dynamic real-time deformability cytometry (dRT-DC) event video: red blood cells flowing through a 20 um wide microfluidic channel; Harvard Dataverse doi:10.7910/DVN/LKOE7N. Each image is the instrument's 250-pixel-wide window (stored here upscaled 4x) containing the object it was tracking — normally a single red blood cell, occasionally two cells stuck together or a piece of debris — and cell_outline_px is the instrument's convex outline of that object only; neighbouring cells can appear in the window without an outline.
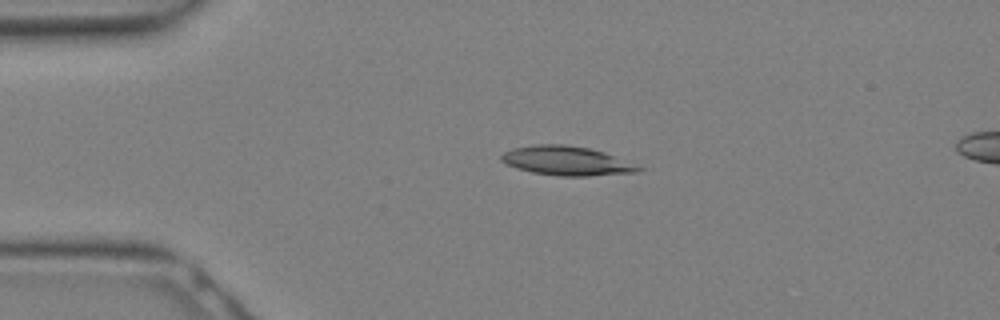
{"species": "Egyptian fruit bat (a non-hibernating species)", "species_latin": "Rousettus aegyptiacus", "temperature_condition": "warm", "stored_images_in_passage": 10, "camera_frame_rate_fps": 3000, "um_per_image_px": 0.085, "animal": {"sex": "female"}, "frame": {"image": 1, "passage_image": 4, "time_ms": 1.0, "image_size_px": [1000, 320], "cell_outline_px": [[648, 168], [640, 172], [588, 176], [556, 176], [532, 172], [516, 168], [500, 160], [500, 156], [504, 152], [512, 148], [536, 144], [564, 144], [588, 148], [604, 152]], "centroid_in_image_um": [48.21, 13.68], "position_along_channel_um": 36.8, "area_um2": 23.58}}
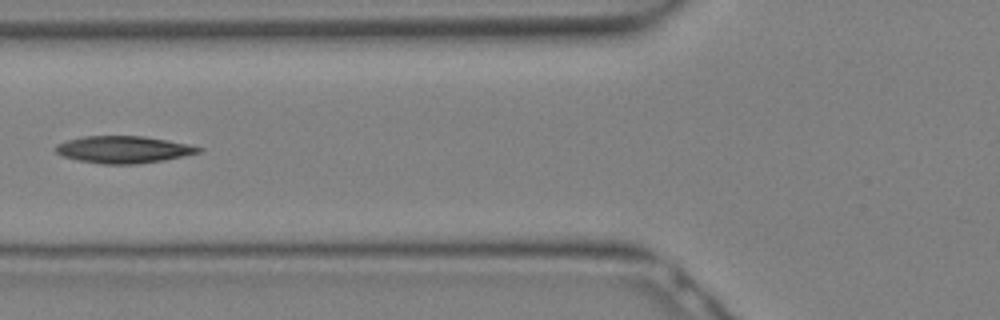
{"frame": {"image": 2, "passage_image": 9, "time_ms": 2.667, "image_size_px": [1000, 320], "cell_outline_px": [[204, 148], [200, 152], [164, 160], [136, 164], [104, 164], [80, 160], [64, 156], [56, 152], [56, 144], [68, 140], [84, 136], [140, 136], [188, 144]], "centroid_in_image_um": [10.5, 12.71], "position_along_channel_um": 115.3, "area_um2": 22.14}}